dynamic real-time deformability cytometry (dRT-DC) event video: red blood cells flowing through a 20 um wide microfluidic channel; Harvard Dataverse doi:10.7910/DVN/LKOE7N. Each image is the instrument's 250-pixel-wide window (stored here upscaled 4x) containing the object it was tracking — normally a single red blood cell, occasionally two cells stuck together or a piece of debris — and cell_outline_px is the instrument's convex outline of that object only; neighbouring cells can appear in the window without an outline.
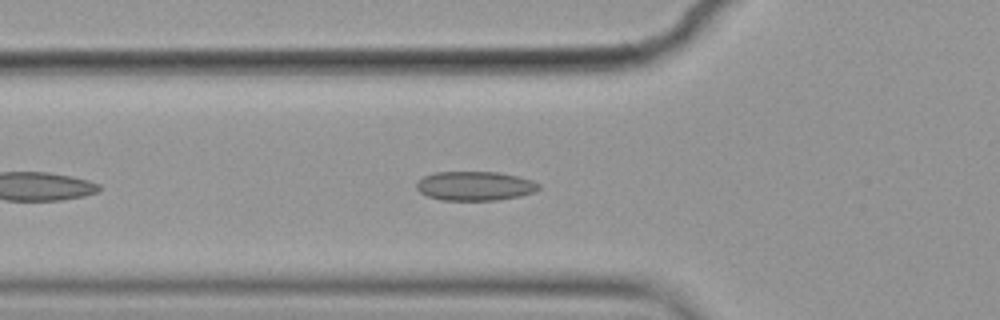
{"species": "common noctule bat (a hibernating species)", "species_latin": "Nyctalus noctula", "temperature_condition": "cold", "stored_images_in_passage": 38, "camera_frame_rate_fps": 3000, "um_per_image_px": 0.085, "animal": {"sex": "female", "body_mass_g": 19.9}, "frame": {"image": 1, "passage_image": 8, "time_ms": 2.333, "image_size_px": [1000, 320], "cell_outline_px": [[540, 188], [536, 192], [520, 196], [496, 200], [440, 200], [428, 196], [420, 192], [416, 188], [416, 184], [424, 176], [436, 172], [496, 172], [516, 176], [532, 180], [540, 184]], "centroid_in_image_um": [40.39, 15.81], "position_along_channel_um": 85.4, "area_um2": 20.75}}
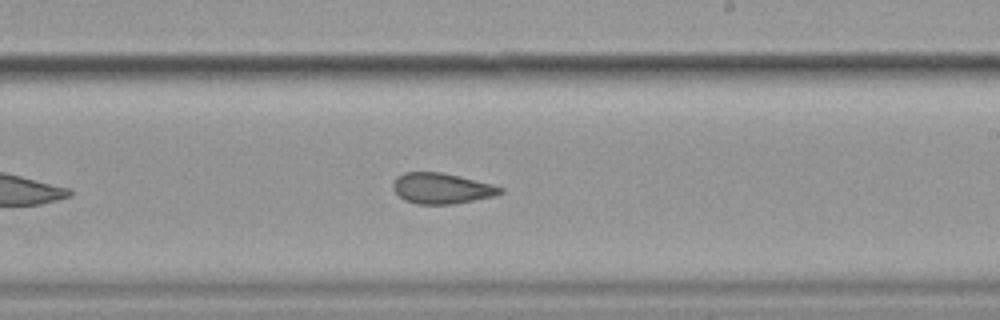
{"frame": {"image": 2, "passage_image": 22, "time_ms": 7.0, "image_size_px": [1000, 320], "cell_outline_px": [[504, 192], [496, 196], [452, 204], [416, 204], [404, 200], [392, 188], [392, 184], [396, 176], [404, 172], [440, 172], [492, 184], [504, 188]], "centroid_in_image_um": [37.53, 16.01], "position_along_channel_um": 251.5, "area_um2": 19.19}}
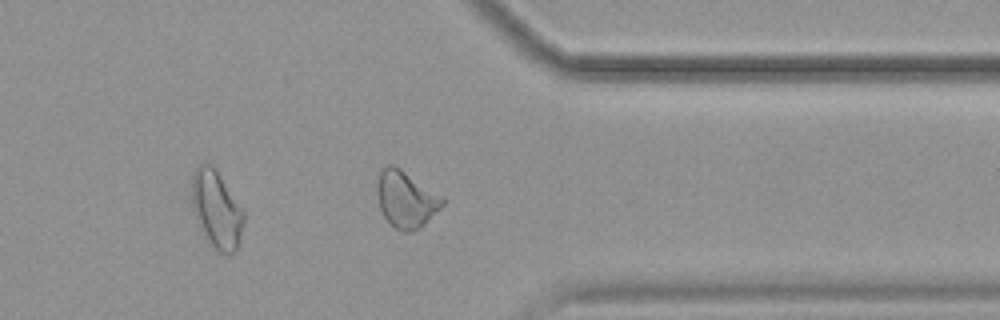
{"frame": {"image": 3, "passage_image": 33, "time_ms": 10.667, "image_size_px": [1000, 320], "cell_outline_px": [[444, 204], [420, 228], [412, 232], [400, 232], [384, 216], [380, 208], [376, 184], [380, 172], [388, 164], [392, 164], [400, 168], [444, 200]], "centroid_in_image_um": [34.47, 16.96], "position_along_channel_um": 376.9, "area_um2": 20.87}, "authors_computed_cell_mechanics": {"area_um2": 19.9121, "velocity_mm_per_s": 3.549, "shape_relaxation_time_tau1_ms": null, "shape_relaxation_time_tau2_ms": 3.0238, "deformation_change_tau1": null, "deformation_change_tau2": 0.0994}}